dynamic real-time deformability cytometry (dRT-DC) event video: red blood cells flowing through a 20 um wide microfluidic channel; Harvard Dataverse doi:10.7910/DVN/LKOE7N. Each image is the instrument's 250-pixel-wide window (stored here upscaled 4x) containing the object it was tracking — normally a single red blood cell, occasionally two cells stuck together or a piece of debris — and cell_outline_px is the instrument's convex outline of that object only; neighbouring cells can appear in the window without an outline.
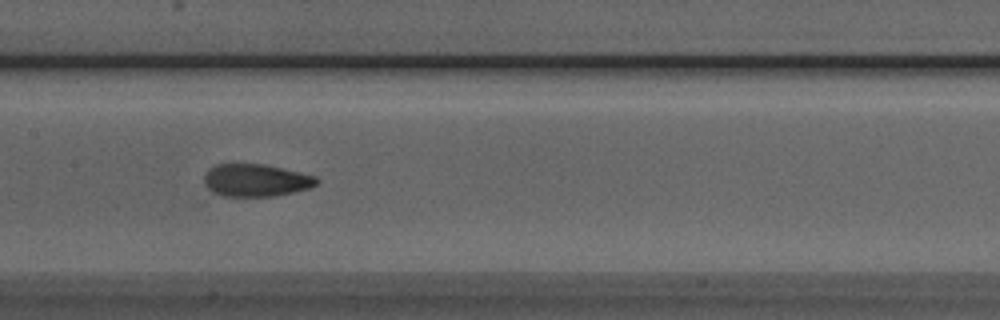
{"species": "Egyptian fruit bat (a non-hibernating species)", "species_latin": "Rousettus aegyptiacus", "temperature_condition": "room temperature", "stored_images_in_passage": 35, "camera_frame_rate_fps": 3000, "um_per_image_px": 0.085, "animal": {"sex": "male"}, "frame": {"image": 1, "passage_image": 11, "time_ms": 3.333, "image_size_px": [1000, 320], "cell_outline_px": [[320, 180], [312, 188], [272, 196], [220, 196], [212, 192], [204, 184], [204, 176], [208, 168], [216, 164], [264, 164], [300, 172], [316, 176]], "centroid_in_image_um": [21.74, 15.32], "position_along_channel_um": 185.7, "area_um2": 21.44}}
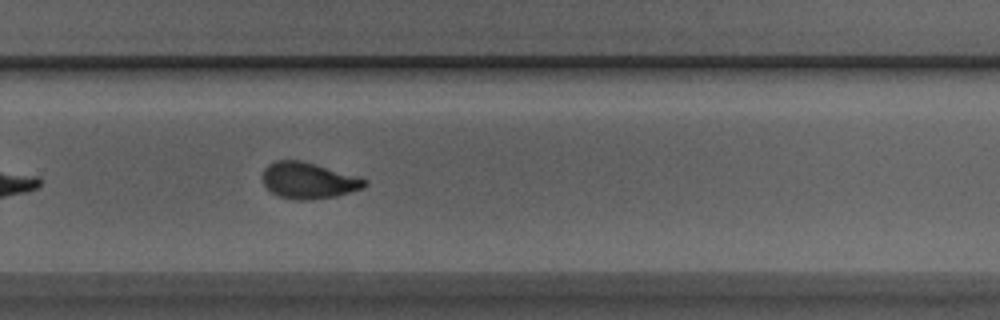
{"frame": {"image": 2, "passage_image": 20, "time_ms": 6.333, "image_size_px": [1000, 320], "cell_outline_px": [[368, 184], [364, 188], [336, 196], [308, 200], [296, 200], [280, 196], [272, 192], [264, 184], [260, 176], [264, 168], [268, 164], [276, 160], [300, 160], [360, 176], [368, 180]], "centroid_in_image_um": [26.23, 15.33], "position_along_channel_um": 303.6, "area_um2": 21.79}, "authors_computed_cell_mechanics": {"area_um2": 21.5016, "velocity_mm_per_s": 3.9472, "shape_relaxation_time_tau1_ms": 5.3196, "shape_relaxation_time_tau2_ms": 1.2114, "deformation_change_tau1": 0.1832, "deformation_change_tau2": 0.0791}}